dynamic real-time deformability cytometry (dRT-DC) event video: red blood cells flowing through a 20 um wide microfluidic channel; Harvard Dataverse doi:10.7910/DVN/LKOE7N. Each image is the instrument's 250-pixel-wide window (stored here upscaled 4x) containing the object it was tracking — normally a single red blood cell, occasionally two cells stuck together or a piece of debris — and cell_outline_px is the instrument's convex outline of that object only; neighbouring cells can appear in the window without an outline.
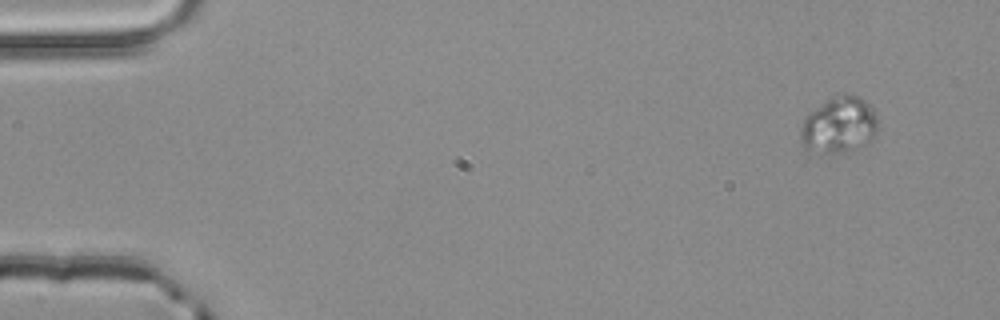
{"species": "common noctule bat (a hibernating species)", "species_latin": "Nyctalus noctula", "temperature_condition": "room temperature", "stored_images_in_passage": 4, "camera_frame_rate_fps": 3000, "um_per_image_px": 0.085, "animal": {"sex": "male", "body_mass_g": 20.4}, "frame": {"image": 1, "passage_image": 1, "time_ms": 0.0, "image_size_px": [1000, 320], "cell_outline_px": [[876, 132], [872, 140], [868, 144], [844, 152], [824, 152], [804, 148], [800, 144], [800, 128], [804, 120], [816, 108], [832, 96], [860, 96], [872, 108], [876, 116]], "centroid_in_image_um": [71.32, 10.65], "position_along_channel_um": 13.7, "area_um2": 24.8}}